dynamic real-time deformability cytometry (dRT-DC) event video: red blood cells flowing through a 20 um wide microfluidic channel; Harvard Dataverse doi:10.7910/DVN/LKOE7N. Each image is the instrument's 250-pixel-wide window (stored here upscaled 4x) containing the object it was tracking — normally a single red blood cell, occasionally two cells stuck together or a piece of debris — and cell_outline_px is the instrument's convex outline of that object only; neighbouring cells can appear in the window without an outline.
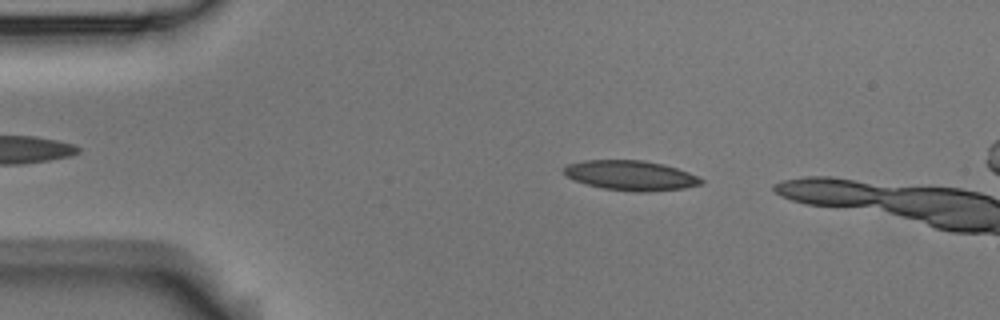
{"species": "Egyptian fruit bat (a non-hibernating species)", "species_latin": "Rousettus aegyptiacus", "temperature_condition": "room temperature", "stored_images_in_passage": 4, "camera_frame_rate_fps": 3000, "um_per_image_px": 0.085, "animal": {"sex": "male"}, "frame": {"image": 1, "passage_image": 2, "time_ms": 0.333, "image_size_px": [1000, 320], "cell_outline_px": [[704, 184], [684, 188], [648, 192], [636, 192], [604, 188], [588, 184], [576, 180], [568, 176], [564, 172], [564, 168], [568, 164], [584, 160], [644, 160], [664, 164], [688, 172], [704, 180]], "centroid_in_image_um": [53.66, 14.91], "position_along_channel_um": 31.3, "area_um2": 23.7}}